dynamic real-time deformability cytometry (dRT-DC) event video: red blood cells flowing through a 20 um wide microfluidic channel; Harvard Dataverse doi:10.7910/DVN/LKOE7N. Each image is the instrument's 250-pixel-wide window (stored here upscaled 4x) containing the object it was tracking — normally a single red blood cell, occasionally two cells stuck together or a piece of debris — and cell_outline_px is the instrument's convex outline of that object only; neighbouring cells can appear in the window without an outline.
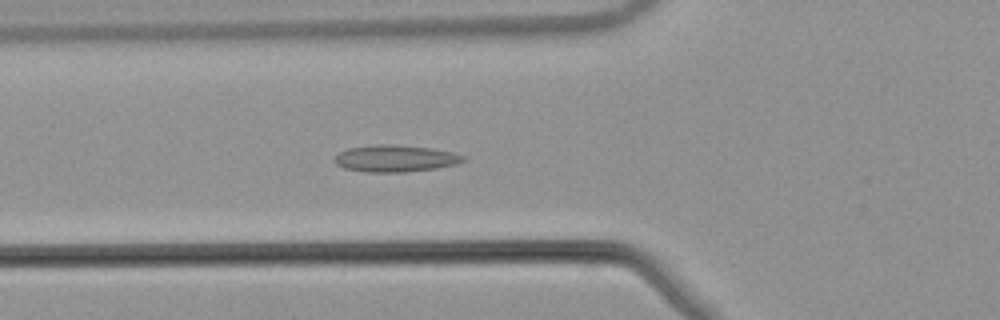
{"species": "common noctule bat (a hibernating species)", "species_latin": "Nyctalus noctula", "temperature_condition": "warm", "stored_images_in_passage": 43, "camera_frame_rate_fps": 3000, "um_per_image_px": 0.085, "animal": {"sex": "male", "body_mass_g": 21.5, "forearm_length_mm": 52.0}, "frame": {"image": 1, "passage_image": 9, "time_ms": 2.667, "image_size_px": [1000, 320], "cell_outline_px": [[468, 160], [456, 164], [436, 168], [404, 172], [364, 172], [344, 168], [336, 164], [332, 160], [340, 152], [348, 148], [380, 144], [384, 144], [432, 148], [452, 152], [468, 156]], "centroid_in_image_um": [33.63, 13.47], "position_along_channel_um": 92.2, "area_um2": 20.17}}
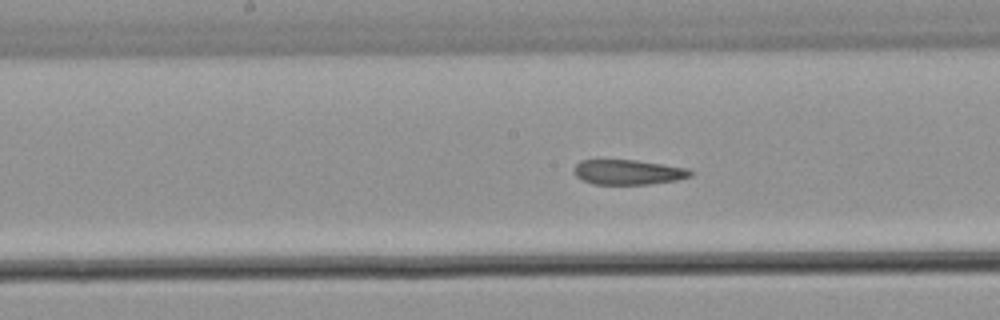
{"frame": {"image": 2, "passage_image": 17, "time_ms": 5.333, "image_size_px": [1000, 320], "cell_outline_px": [[692, 176], [676, 180], [648, 184], [592, 184], [580, 180], [576, 176], [576, 164], [580, 160], [636, 160], [688, 168], [692, 172]], "centroid_in_image_um": [53.39, 14.63], "position_along_channel_um": 194.8, "area_um2": 16.82}}
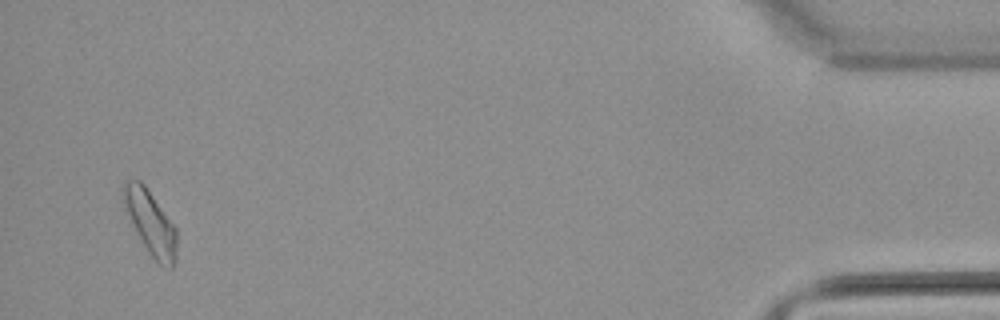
{"frame": {"image": 3, "passage_image": 41, "time_ms": 13.333, "image_size_px": [1000, 320], "cell_outline_px": [[176, 260], [172, 268], [164, 268], [148, 252], [120, 196], [120, 192], [124, 180], [140, 180], [144, 184], [176, 228]], "centroid_in_image_um": [12.79, 18.9], "position_along_channel_um": 422.4, "area_um2": 19.42}, "authors_computed_cell_mechanics": {"area_um2": 18.3226, "velocity_mm_per_s": 3.8459, "shape_relaxation_time_tau1_ms": null, "shape_relaxation_time_tau2_ms": 3.5791, "deformation_change_tau1": null, "deformation_change_tau2": 0.1136}}